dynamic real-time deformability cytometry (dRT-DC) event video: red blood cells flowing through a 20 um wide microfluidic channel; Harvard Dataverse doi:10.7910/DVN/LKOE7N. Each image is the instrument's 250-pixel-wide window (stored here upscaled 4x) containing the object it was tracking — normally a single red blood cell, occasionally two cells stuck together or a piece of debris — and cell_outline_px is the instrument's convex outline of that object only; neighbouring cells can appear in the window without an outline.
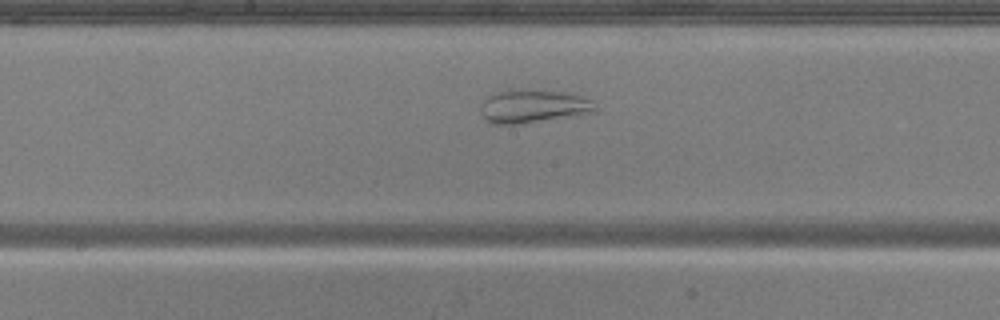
{"species": "common noctule bat (a hibernating species)", "species_latin": "Nyctalus noctula", "temperature_condition": "warm", "stored_images_in_passage": 47, "camera_frame_rate_fps": 3000, "um_per_image_px": 0.085, "animal": {"sex": "male", "body_mass_g": 20.5, "forearm_length_mm": 52.5}, "frame": {"image": 1, "passage_image": 22, "time_ms": 7.0, "image_size_px": [1000, 320], "cell_outline_px": [[596, 112], [524, 124], [496, 124], [488, 120], [480, 112], [480, 104], [488, 96], [496, 92], [568, 92], [592, 100], [596, 108]], "centroid_in_image_um": [45.35, 9.08], "position_along_channel_um": 202.8, "area_um2": 21.5}}
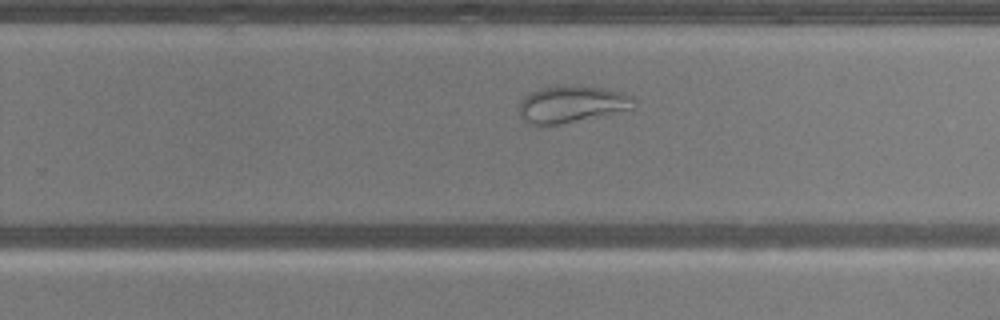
{"frame": {"image": 2, "passage_image": 28, "time_ms": 9.0, "image_size_px": [1000, 320], "cell_outline_px": [[632, 108], [560, 124], [540, 128], [524, 120], [520, 116], [520, 100], [524, 96], [540, 88], [564, 84], [580, 84], [604, 88], [620, 92], [632, 100]], "centroid_in_image_um": [48.47, 8.84], "position_along_channel_um": 281.3, "area_um2": 24.57}}
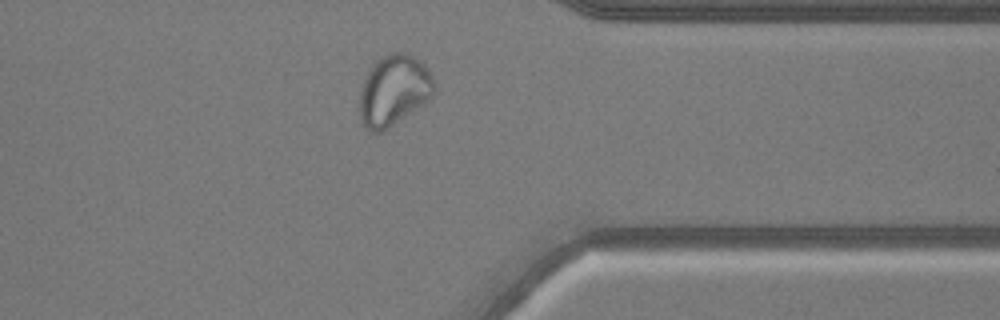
{"frame": {"image": 3, "passage_image": 36, "time_ms": 11.667, "image_size_px": [1000, 320], "cell_outline_px": [[436, 92], [424, 104], [380, 132], [372, 132], [364, 128], [360, 120], [356, 108], [364, 76], [372, 64], [376, 60], [392, 52], [408, 52], [420, 60], [424, 64], [432, 76]], "centroid_in_image_um": [33.43, 7.68], "position_along_channel_um": 378.0, "area_um2": 31.27}}